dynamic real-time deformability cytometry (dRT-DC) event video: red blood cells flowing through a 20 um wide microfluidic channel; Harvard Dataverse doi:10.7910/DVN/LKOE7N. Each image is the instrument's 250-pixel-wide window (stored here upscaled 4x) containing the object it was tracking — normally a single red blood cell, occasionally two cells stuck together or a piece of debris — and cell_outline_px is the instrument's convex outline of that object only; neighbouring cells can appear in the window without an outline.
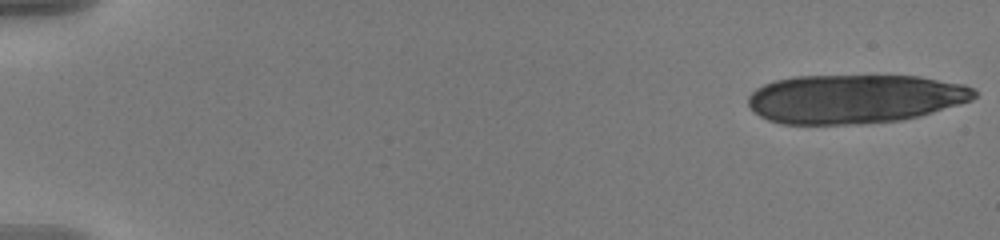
{"species": "human", "species_latin": "Homo sapiens", "temperature_condition": "warm", "stored_images_in_passage": 20, "camera_frame_rate_fps": 3000, "um_per_image_px": 0.085, "donor": {"sex": "male"}, "frame": {"image": 1, "passage_image": 1, "time_ms": 0.0, "image_size_px": [1000, 240], "cell_outline_px": [[976, 96], [972, 100], [960, 104], [920, 116], [900, 120], [860, 124], [780, 124], [768, 120], [760, 116], [748, 104], [748, 96], [756, 88], [764, 84], [776, 80], [792, 76], [920, 76], [964, 84], [976, 88]], "centroid_in_image_um": [72.66, 8.4], "position_along_channel_um": 12.3, "area_um2": 64.79}}